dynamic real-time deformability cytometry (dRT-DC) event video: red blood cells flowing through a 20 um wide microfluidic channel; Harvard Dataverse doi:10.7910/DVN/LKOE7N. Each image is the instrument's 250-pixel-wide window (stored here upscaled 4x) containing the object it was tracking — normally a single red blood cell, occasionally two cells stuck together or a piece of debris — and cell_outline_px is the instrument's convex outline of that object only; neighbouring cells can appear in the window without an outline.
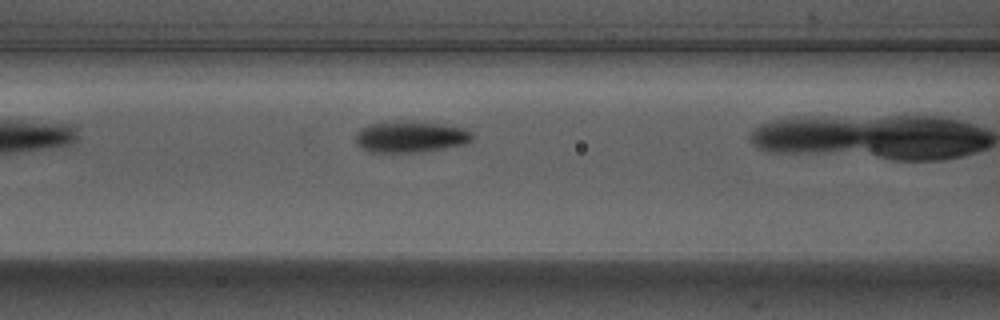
{"species": "Egyptian fruit bat (a non-hibernating species)", "species_latin": "Rousettus aegyptiacus", "temperature_condition": "warm", "stored_images_in_passage": 13, "camera_frame_rate_fps": 3000, "um_per_image_px": 0.085, "animal": {"sex": "male"}, "frame": {"image": 1, "passage_image": 3, "time_ms": 0.667, "image_size_px": [1000, 320], "cell_outline_px": [[472, 140], [464, 144], [444, 148], [416, 152], [372, 152], [364, 148], [356, 140], [356, 132], [360, 128], [368, 124], [384, 120], [412, 120], [444, 124], [464, 128], [472, 132]], "centroid_in_image_um": [34.89, 11.58], "position_along_channel_um": 131.7, "area_um2": 21.62}}